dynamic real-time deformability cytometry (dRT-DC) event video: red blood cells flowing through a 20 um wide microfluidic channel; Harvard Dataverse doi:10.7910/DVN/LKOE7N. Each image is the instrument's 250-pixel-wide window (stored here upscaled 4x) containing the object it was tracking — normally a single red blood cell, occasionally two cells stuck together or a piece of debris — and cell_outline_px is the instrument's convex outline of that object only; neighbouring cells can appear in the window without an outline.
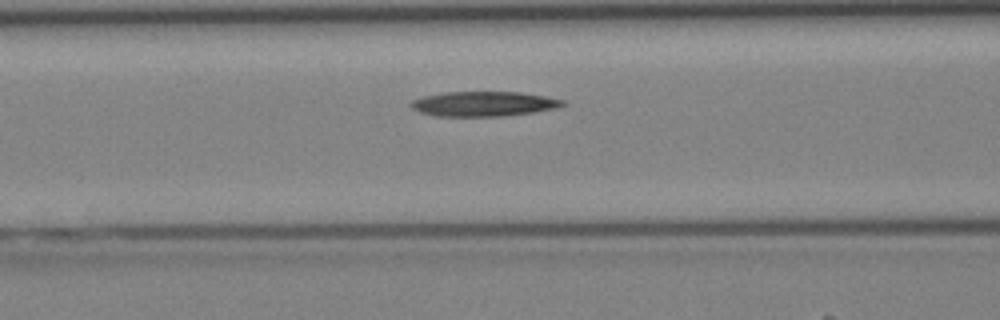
{"species": "Egyptian fruit bat (a non-hibernating species)", "species_latin": "Rousettus aegyptiacus", "temperature_condition": "cold", "stored_images_in_passage": 30, "camera_frame_rate_fps": 3000, "um_per_image_px": 0.085, "animal": {"sex": "female"}, "frame": {"image": 1, "passage_image": 11, "time_ms": 3.333, "image_size_px": [1000, 320], "cell_outline_px": [[568, 104], [556, 108], [532, 112], [504, 116], [436, 116], [420, 112], [412, 108], [408, 104], [412, 100], [424, 96], [444, 92], [520, 92], [544, 96], [564, 100]], "centroid_in_image_um": [41.1, 8.82], "position_along_channel_um": 125.5, "area_um2": 21.96}}
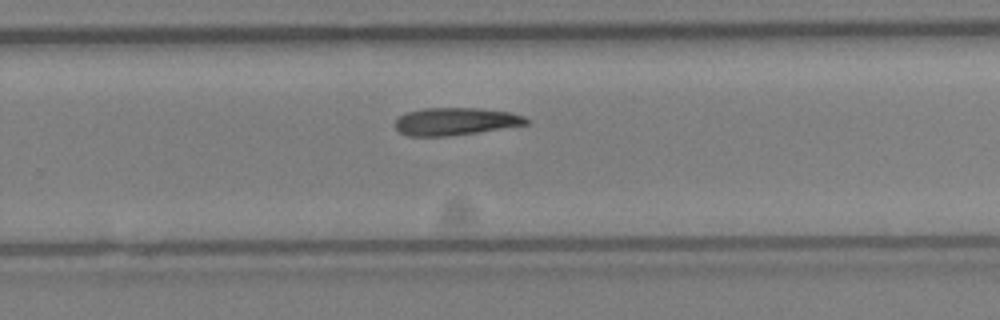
{"frame": {"image": 2, "passage_image": 21, "time_ms": 6.667, "image_size_px": [1000, 320], "cell_outline_px": [[532, 124], [448, 136], [408, 136], [400, 132], [396, 128], [396, 120], [404, 112], [424, 108], [476, 108], [512, 112], [524, 116], [532, 120]], "centroid_in_image_um": [38.77, 10.31], "position_along_channel_um": 291.0, "area_um2": 21.21}}
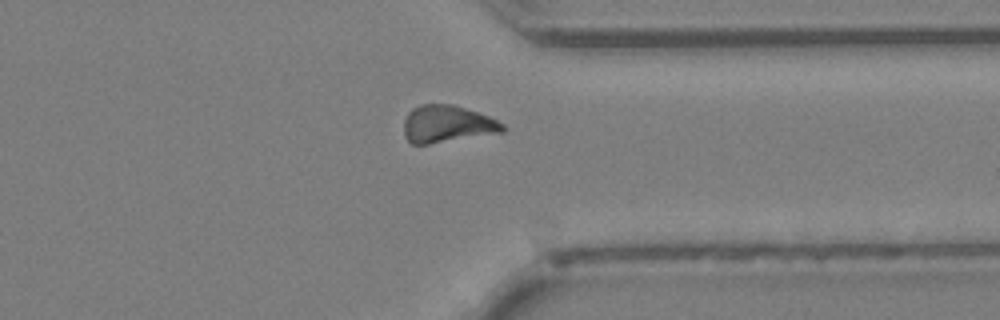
{"frame": {"image": 3, "passage_image": 26, "time_ms": 8.333, "image_size_px": [1000, 320], "cell_outline_px": [[508, 128], [504, 132], [428, 144], [412, 144], [404, 136], [404, 120], [408, 112], [412, 108], [420, 104], [452, 104], [480, 112], [504, 124]], "centroid_in_image_um": [38.02, 10.53], "position_along_channel_um": 373.4, "area_um2": 21.62}}